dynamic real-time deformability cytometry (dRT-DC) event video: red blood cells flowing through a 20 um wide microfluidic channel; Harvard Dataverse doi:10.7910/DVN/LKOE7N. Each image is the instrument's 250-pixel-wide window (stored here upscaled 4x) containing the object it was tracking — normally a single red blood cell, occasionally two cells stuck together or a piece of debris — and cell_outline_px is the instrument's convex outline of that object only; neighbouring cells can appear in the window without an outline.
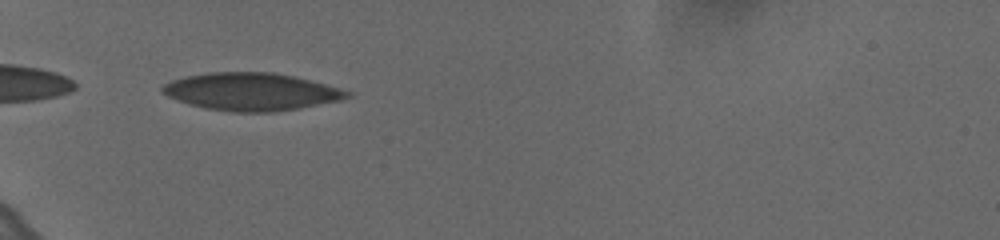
{"species": "human", "species_latin": "Homo sapiens", "temperature_condition": "cold", "stored_images_in_passage": 38, "camera_frame_rate_fps": 3000, "um_per_image_px": 0.085, "donor": {"sex": "female"}, "frame": {"image": 1, "passage_image": 1, "time_ms": 0.0, "image_size_px": [1000, 240], "cell_outline_px": [[352, 96], [340, 100], [300, 108], [272, 112], [232, 112], [204, 108], [188, 104], [168, 96], [160, 92], [160, 88], [164, 84], [172, 80], [188, 76], [208, 72], [272, 72], [292, 76], [340, 88], [352, 92]], "centroid_in_image_um": [21.34, 7.8], "position_along_channel_um": 63.7, "area_um2": 40.4}}
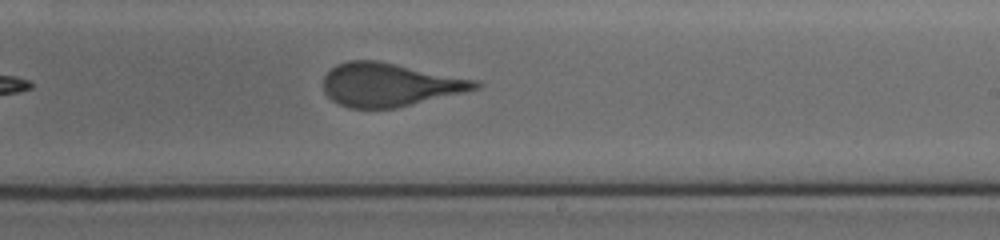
{"frame": {"image": 2, "passage_image": 18, "time_ms": 5.667, "image_size_px": [1000, 240], "cell_outline_px": [[480, 88], [464, 92], [396, 108], [348, 108], [332, 100], [324, 92], [324, 76], [336, 64], [348, 60], [376, 60], [480, 80]], "centroid_in_image_um": [33.13, 7.19], "position_along_channel_um": 255.9, "area_um2": 38.38}}
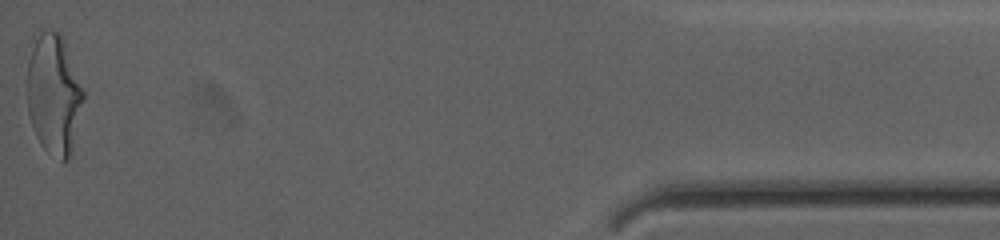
{"frame": {"image": 3, "passage_image": 38, "time_ms": 12.333, "image_size_px": [1000, 240], "cell_outline_px": [[84, 96], [72, 156], [68, 160], [60, 160], [44, 148], [40, 144], [36, 136], [28, 112], [28, 60], [32, 48], [36, 40], [44, 32], [60, 32], [64, 40], [84, 88]], "centroid_in_image_um": [4.62, 8.08], "position_along_channel_um": 430.6, "area_um2": 39.07}, "authors_computed_cell_mechanics": {"area_um2": 38.8994, "velocity_mm_per_s": 3.6313, "shape_relaxation_time_tau1_ms": 5.562, "shape_relaxation_time_tau2_ms": null, "deformation_change_tau1": 0.1797, "deformation_change_tau2": null}}